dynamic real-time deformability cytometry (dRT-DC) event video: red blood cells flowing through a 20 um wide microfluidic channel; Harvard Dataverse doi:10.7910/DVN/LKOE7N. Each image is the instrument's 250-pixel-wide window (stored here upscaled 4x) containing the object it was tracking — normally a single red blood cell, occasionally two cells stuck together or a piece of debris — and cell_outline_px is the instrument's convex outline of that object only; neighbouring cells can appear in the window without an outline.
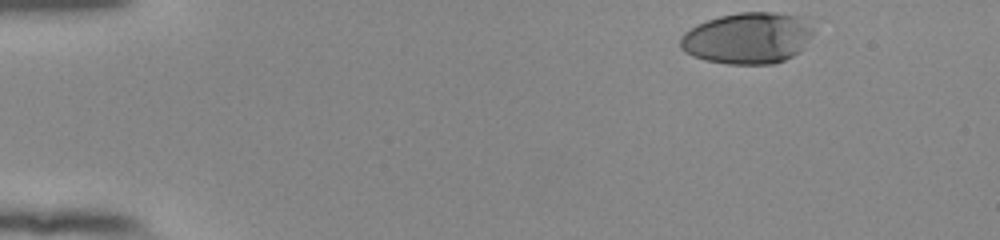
{"species": "human", "species_latin": "Homo sapiens", "temperature_condition": "room temperature", "stored_images_in_passage": 40, "camera_frame_rate_fps": 3000, "um_per_image_px": 0.085, "donor": {"sex": "female"}, "frame": {"image": 1, "passage_image": 1, "time_ms": 0.0, "image_size_px": [1000, 240], "cell_outline_px": [[812, 32], [804, 48], [800, 52], [784, 60], [772, 64], [728, 64], [704, 60], [692, 56], [684, 52], [680, 48], [680, 36], [684, 32], [708, 20], [720, 16], [740, 12], [776, 12], [804, 16], [812, 28]], "centroid_in_image_um": [63.56, 3.24], "position_along_channel_um": 21.4, "area_um2": 40.0}}
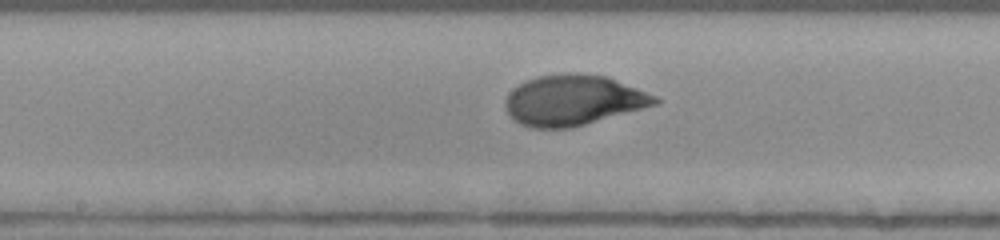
{"frame": {"image": 2, "passage_image": 23, "time_ms": 7.333, "image_size_px": [1000, 240], "cell_outline_px": [[660, 104], [572, 128], [532, 128], [520, 124], [504, 108], [504, 100], [512, 88], [536, 76], [564, 72], [576, 72], [608, 76], [656, 96], [660, 100]], "centroid_in_image_um": [48.74, 8.51], "position_along_channel_um": 199.5, "area_um2": 44.45}}
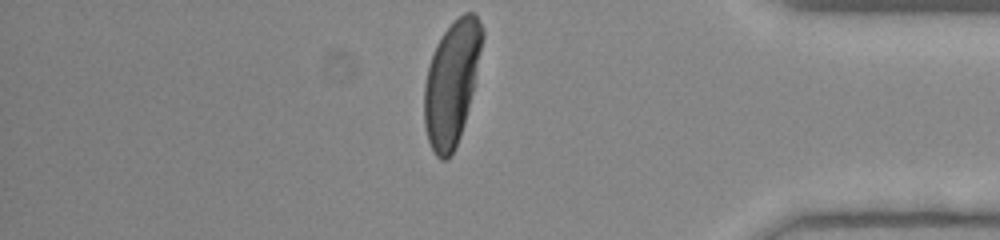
{"frame": {"image": 3, "passage_image": 40, "time_ms": 13.0, "image_size_px": [1000, 240], "cell_outline_px": [[484, 36], [472, 92], [468, 108], [460, 136], [452, 152], [444, 160], [440, 160], [432, 152], [428, 140], [424, 124], [424, 84], [428, 68], [436, 44], [444, 32], [464, 12], [472, 12], [480, 20], [484, 28]], "centroid_in_image_um": [38.38, 7.04], "position_along_channel_um": 396.8, "area_um2": 41.38}, "authors_computed_cell_mechanics": {"area_um2": 42.9743, "velocity_mm_per_s": 3.9112, "shape_relaxation_time_tau1_ms": 3.1897, "shape_relaxation_time_tau2_ms": null, "deformation_change_tau1": 0.1958, "deformation_change_tau2": null}}